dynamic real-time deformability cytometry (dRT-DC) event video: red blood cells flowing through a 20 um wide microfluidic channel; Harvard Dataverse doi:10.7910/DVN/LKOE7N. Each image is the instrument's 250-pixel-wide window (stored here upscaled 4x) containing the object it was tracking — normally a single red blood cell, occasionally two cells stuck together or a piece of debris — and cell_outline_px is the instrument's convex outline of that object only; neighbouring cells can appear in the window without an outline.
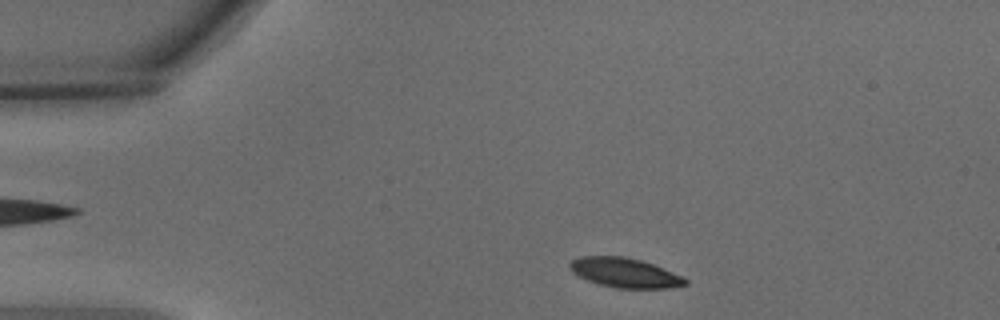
{"species": "common noctule bat (a hibernating species)", "species_latin": "Nyctalus noctula", "temperature_condition": "warm", "stored_images_in_passage": 39, "camera_frame_rate_fps": 3000, "um_per_image_px": 0.085, "animal": {"sex": "male", "body_mass_g": 15.6}, "frame": {"image": 1, "passage_image": 3, "time_ms": 0.667, "image_size_px": [1000, 320], "cell_outline_px": [[688, 284], [668, 288], [616, 288], [600, 284], [588, 280], [572, 272], [568, 268], [568, 264], [572, 260], [580, 256], [624, 256], [640, 260], [652, 264], [672, 272], [688, 280]], "centroid_in_image_um": [53.07, 23.18], "position_along_channel_um": 31.9, "area_um2": 19.71}}
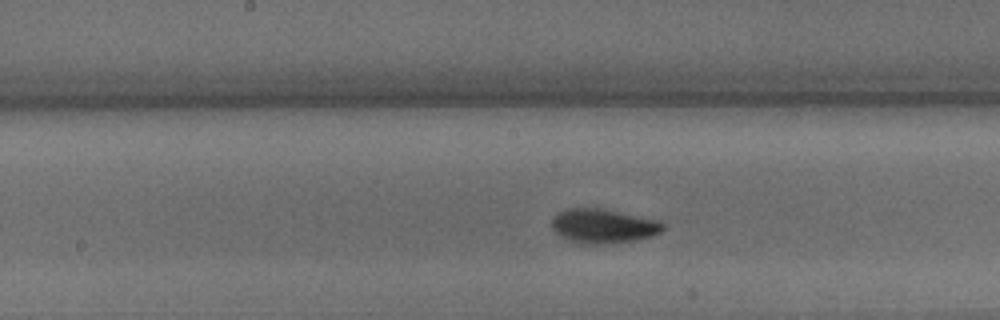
{"frame": {"image": 2, "passage_image": 21, "time_ms": 6.667, "image_size_px": [1000, 320], "cell_outline_px": [[664, 228], [660, 232], [652, 236], [636, 240], [612, 244], [580, 244], [564, 240], [552, 228], [552, 220], [556, 212], [568, 208], [604, 208], [660, 220], [664, 224]], "centroid_in_image_um": [51.27, 19.22], "position_along_channel_um": 196.9, "area_um2": 22.77}}
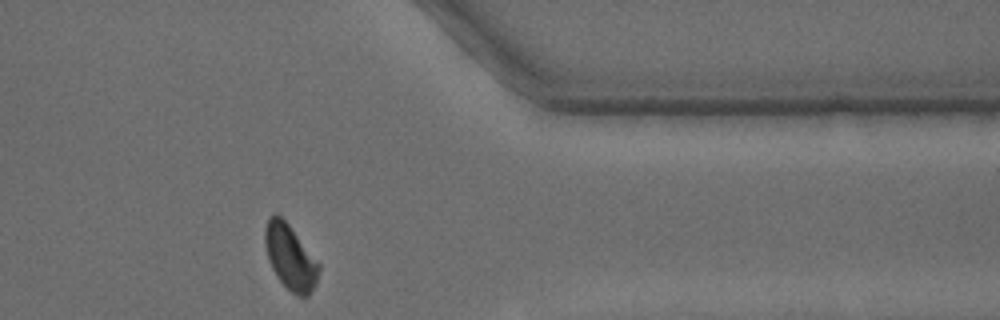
{"frame": {"image": 3, "passage_image": 38, "time_ms": 12.333, "image_size_px": [1000, 320], "cell_outline_px": [[320, 268], [316, 284], [308, 296], [296, 296], [276, 276], [268, 260], [264, 244], [264, 228], [268, 216], [276, 212], [288, 224], [320, 264]], "centroid_in_image_um": [24.64, 21.84], "position_along_channel_um": 386.8, "area_um2": 20.4}, "authors_computed_cell_mechanics": {"area_um2": 21.2126, "velocity_mm_per_s": 3.6017, "shape_relaxation_time_tau1_ms": 6.3064, "shape_relaxation_time_tau2_ms": 1.7945, "deformation_change_tau1": 0.2199, "deformation_change_tau2": 0.0607}}